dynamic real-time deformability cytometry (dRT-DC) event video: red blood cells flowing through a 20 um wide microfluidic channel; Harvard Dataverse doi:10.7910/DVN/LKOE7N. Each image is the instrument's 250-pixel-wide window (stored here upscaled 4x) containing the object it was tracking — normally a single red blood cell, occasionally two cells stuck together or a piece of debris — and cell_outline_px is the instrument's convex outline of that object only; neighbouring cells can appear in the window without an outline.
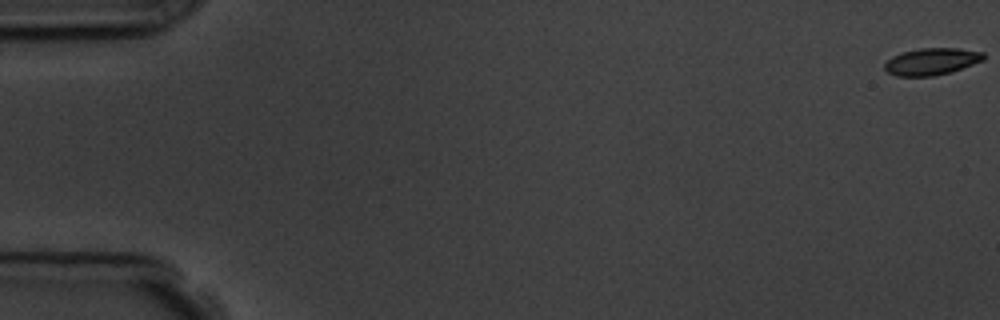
{"species": "common noctule bat (a hibernating species)", "species_latin": "Nyctalus noctula", "temperature_condition": "room temperature", "stored_images_in_passage": 5, "camera_frame_rate_fps": 3000, "um_per_image_px": 0.085, "animal": {"sex": "male", "body_mass_g": 19.5, "forearm_length_mm": 54.6}, "frame": {"image": 1, "passage_image": 1, "time_ms": 0.0, "image_size_px": [1000, 320], "cell_outline_px": [[984, 60], [952, 72], [932, 76], [896, 76], [888, 72], [884, 68], [884, 64], [892, 56], [904, 52], [920, 48], [956, 48], [984, 52]], "centroid_in_image_um": [79.2, 5.23], "position_along_channel_um": 5.8, "area_um2": 15.49}}
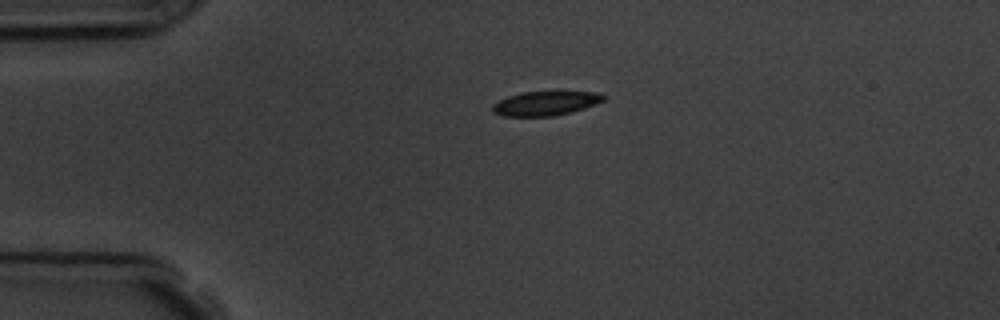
{"frame": {"image": 2, "passage_image": 4, "time_ms": 4.333, "image_size_px": [1000, 320], "cell_outline_px": [[604, 100], [596, 104], [572, 112], [552, 116], [504, 116], [492, 112], [492, 104], [508, 96], [524, 92], [600, 92], [604, 96]], "centroid_in_image_um": [46.36, 8.79], "position_along_channel_um": 38.6, "area_um2": 15.55}}